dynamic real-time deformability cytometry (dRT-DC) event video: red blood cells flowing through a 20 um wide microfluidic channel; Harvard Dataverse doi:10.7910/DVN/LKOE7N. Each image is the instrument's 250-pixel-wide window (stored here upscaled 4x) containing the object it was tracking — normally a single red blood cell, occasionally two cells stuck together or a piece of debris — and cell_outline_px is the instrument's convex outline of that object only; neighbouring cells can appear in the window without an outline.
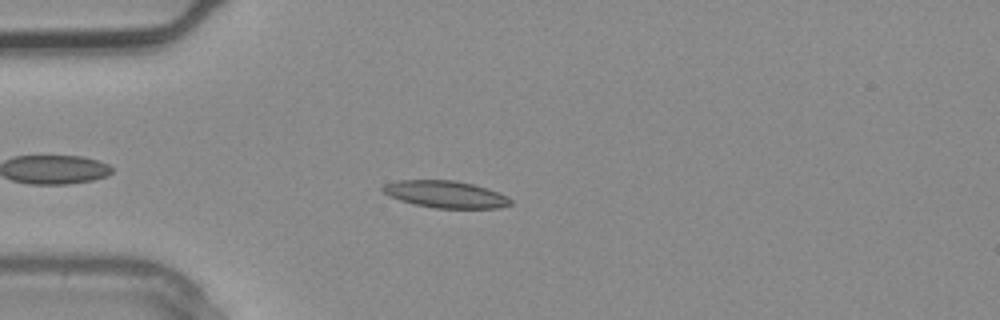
{"species": "common noctule bat (a hibernating species)", "species_latin": "Nyctalus noctula", "temperature_condition": "warm", "stored_images_in_passage": 1, "camera_frame_rate_fps": 3000, "um_per_image_px": 0.085, "animal": {"sex": "male", "body_mass_g": 20.4}, "frame": {"image": 1, "passage_image": 1, "time_ms": 0.0, "image_size_px": [1000, 320], "cell_outline_px": [[512, 204], [500, 208], [436, 208], [412, 204], [388, 196], [380, 188], [384, 184], [396, 180], [452, 180], [472, 184], [488, 188], [508, 196], [512, 200]], "centroid_in_image_um": [37.86, 16.52], "position_along_channel_um": 47.1, "area_um2": 20.29}}